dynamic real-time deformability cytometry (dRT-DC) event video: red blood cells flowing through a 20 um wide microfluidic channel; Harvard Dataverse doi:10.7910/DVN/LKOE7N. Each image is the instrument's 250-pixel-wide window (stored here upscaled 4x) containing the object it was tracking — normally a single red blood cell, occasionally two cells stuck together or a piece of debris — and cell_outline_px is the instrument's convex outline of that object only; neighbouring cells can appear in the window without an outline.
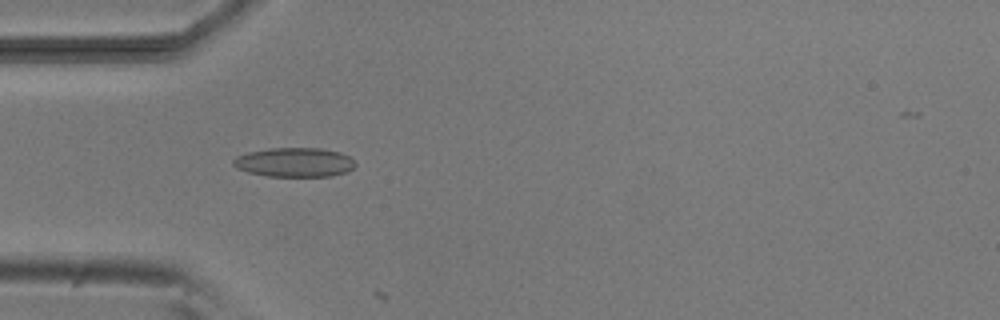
{"species": "common noctule bat (a hibernating species)", "species_latin": "Nyctalus noctula", "temperature_condition": "room temperature", "stored_images_in_passage": 4, "camera_frame_rate_fps": 3000, "um_per_image_px": 0.085, "animal": {"sex": "male", "body_mass_g": 20.5, "forearm_length_mm": 52.5}, "frame": {"image": 1, "passage_image": 1, "time_ms": 0.0, "image_size_px": [1000, 320], "cell_outline_px": [[356, 164], [348, 172], [332, 176], [268, 176], [248, 172], [236, 168], [232, 164], [232, 160], [236, 156], [248, 152], [268, 148], [320, 148], [340, 152], [348, 156]], "centroid_in_image_um": [25.01, 13.79], "position_along_channel_um": 60.0, "area_um2": 20.87}}
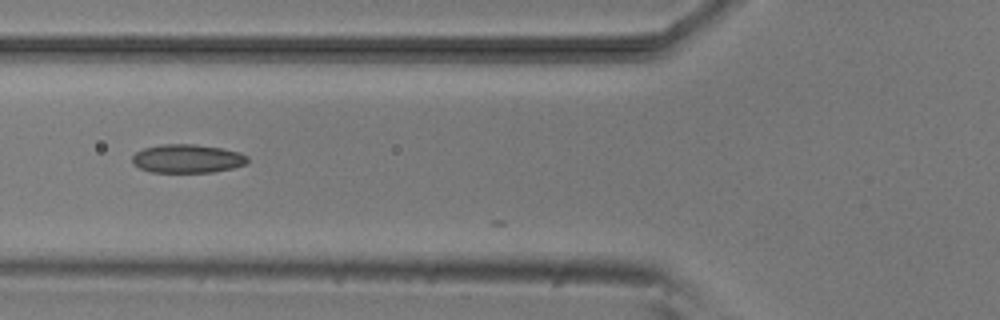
{"frame": {"image": 2, "passage_image": 2, "time_ms": 1.333, "image_size_px": [1000, 320], "cell_outline_px": [[248, 160], [244, 164], [232, 168], [212, 172], [152, 172], [140, 168], [132, 164], [132, 156], [136, 152], [144, 148], [160, 144], [196, 144], [220, 148], [240, 152], [248, 156]], "centroid_in_image_um": [15.9, 13.48], "position_along_channel_um": 109.9, "area_um2": 19.19}}
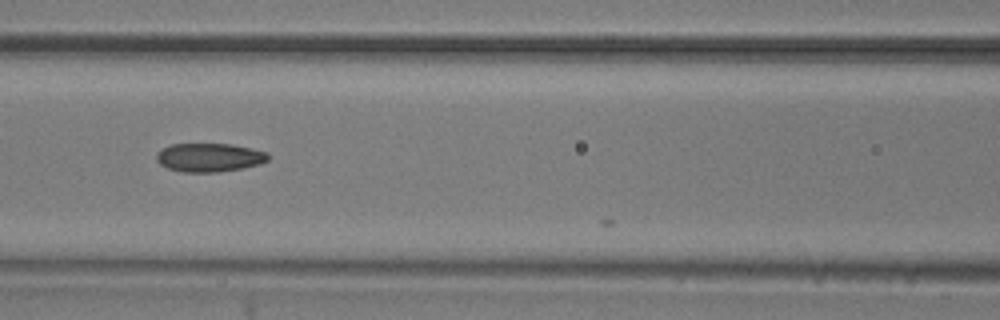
{"frame": {"image": 3, "passage_image": 3, "time_ms": 2.333, "image_size_px": [1000, 320], "cell_outline_px": [[268, 160], [260, 164], [240, 168], [216, 172], [184, 172], [168, 168], [160, 164], [156, 160], [156, 152], [172, 144], [232, 144], [268, 152]], "centroid_in_image_um": [17.78, 13.38], "position_along_channel_um": 148.8, "area_um2": 18.5}}